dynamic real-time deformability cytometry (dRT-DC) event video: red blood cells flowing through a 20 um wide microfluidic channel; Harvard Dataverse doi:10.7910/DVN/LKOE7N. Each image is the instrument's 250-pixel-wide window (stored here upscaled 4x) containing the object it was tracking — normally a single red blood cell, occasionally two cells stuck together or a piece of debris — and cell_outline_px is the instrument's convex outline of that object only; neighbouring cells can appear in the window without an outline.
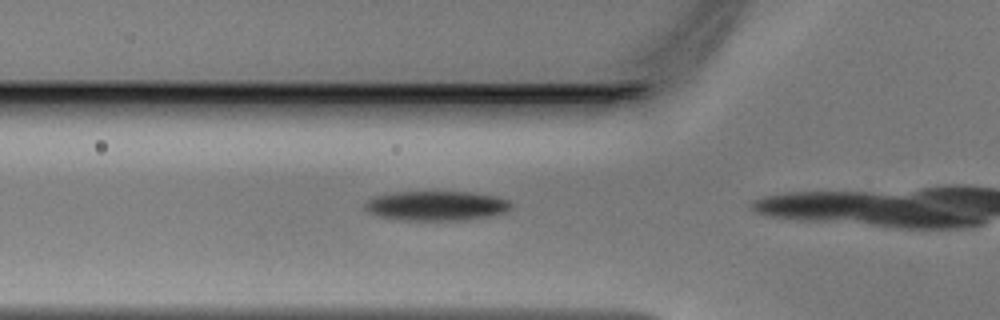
{"species": "Egyptian fruit bat (a non-hibernating species)", "species_latin": "Rousettus aegyptiacus", "temperature_condition": "warm", "stored_images_in_passage": 13, "camera_frame_rate_fps": 3000, "um_per_image_px": 0.085, "animal": {"sex": "male"}, "frame": {"image": 1, "passage_image": 10, "time_ms": 3.0, "image_size_px": [1000, 320], "cell_outline_px": [[512, 208], [504, 212], [492, 216], [464, 220], [400, 220], [380, 216], [368, 212], [364, 208], [364, 204], [372, 196], [396, 192], [468, 192], [496, 196], [508, 200], [512, 204]], "centroid_in_image_um": [37.09, 17.49], "position_along_channel_um": 88.7, "area_um2": 25.32}}